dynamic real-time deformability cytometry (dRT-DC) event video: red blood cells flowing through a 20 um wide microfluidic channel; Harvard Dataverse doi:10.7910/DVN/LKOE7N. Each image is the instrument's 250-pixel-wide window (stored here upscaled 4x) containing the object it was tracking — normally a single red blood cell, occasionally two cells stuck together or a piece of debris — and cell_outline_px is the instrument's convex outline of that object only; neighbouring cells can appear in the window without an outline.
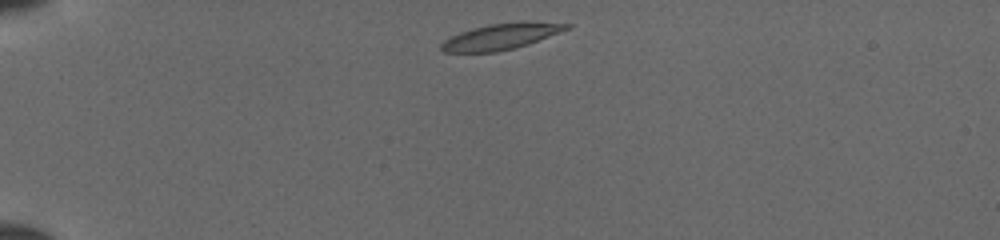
{"species": "common noctule bat (a hibernating species)", "species_latin": "Nyctalus noctula", "temperature_condition": "cold", "stored_images_in_passage": 38, "camera_frame_rate_fps": 3000, "um_per_image_px": 0.085, "animal": {"sex": "female", "body_mass_g": 19.5, "forearm_length_mm": 54.1}, "frame": {"image": 1, "passage_image": 1, "time_ms": 0.0, "image_size_px": [1000, 240], "cell_outline_px": [[572, 28], [528, 44], [496, 52], [444, 52], [440, 48], [440, 44], [444, 40], [460, 32], [472, 28], [488, 24], [572, 24]], "centroid_in_image_um": [42.48, 3.15], "position_along_channel_um": 42.5, "area_um2": 17.98}}
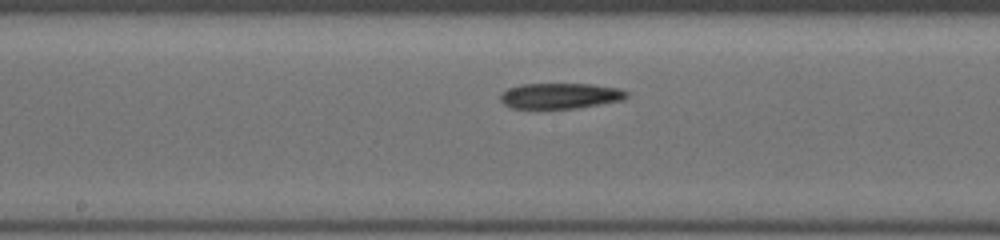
{"frame": {"image": 2, "passage_image": 16, "time_ms": 5.0, "image_size_px": [1000, 240], "cell_outline_px": [[628, 96], [624, 100], [576, 108], [512, 108], [504, 104], [500, 100], [500, 96], [508, 88], [520, 84], [592, 84], [620, 88], [628, 92]], "centroid_in_image_um": [47.65, 8.14], "position_along_channel_um": 200.6, "area_um2": 18.84}}
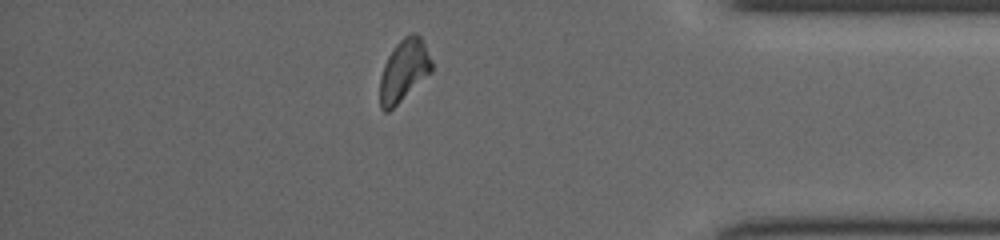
{"frame": {"image": 3, "passage_image": 32, "time_ms": 10.333, "image_size_px": [1000, 240], "cell_outline_px": [[432, 72], [388, 112], [384, 112], [380, 108], [380, 76], [384, 64], [388, 56], [396, 44], [404, 36], [412, 32], [416, 32], [420, 36], [432, 60]], "centroid_in_image_um": [34.33, 5.98], "position_along_channel_um": 400.9, "area_um2": 18.67}}